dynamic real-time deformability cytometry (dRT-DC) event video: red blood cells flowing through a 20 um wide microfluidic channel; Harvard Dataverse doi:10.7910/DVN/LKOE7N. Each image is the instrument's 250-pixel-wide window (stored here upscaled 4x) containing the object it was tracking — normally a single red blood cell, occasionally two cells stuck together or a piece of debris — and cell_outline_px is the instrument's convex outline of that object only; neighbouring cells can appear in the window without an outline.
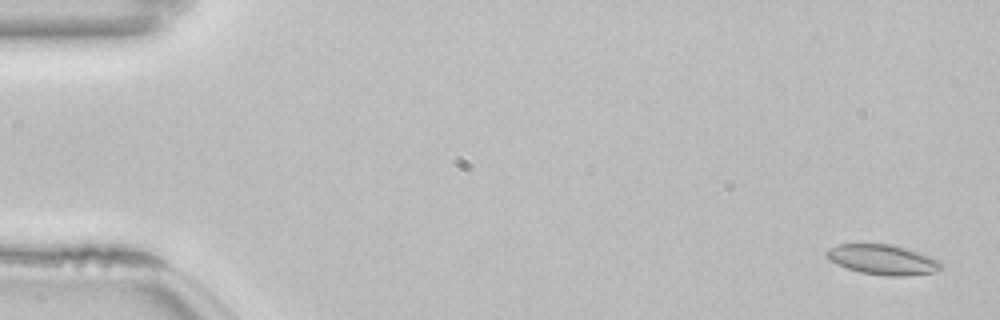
{"species": "common noctule bat (a hibernating species)", "species_latin": "Nyctalus noctula", "temperature_condition": "room temperature", "stored_images_in_passage": 54, "camera_frame_rate_fps": 3000, "um_per_image_px": 0.085, "animal": {"sex": "female", "body_mass_g": 22.7, "forearm_length_mm": 54.2}, "frame": {"image": 1, "passage_image": 2, "time_ms": 0.333, "image_size_px": [1000, 320], "cell_outline_px": [[940, 268], [936, 272], [908, 276], [884, 276], [860, 272], [836, 264], [824, 256], [824, 252], [828, 248], [836, 244], [892, 244], [908, 248], [932, 256], [940, 260]], "centroid_in_image_um": [75.02, 22.06], "position_along_channel_um": 10.0, "area_um2": 20.4}}
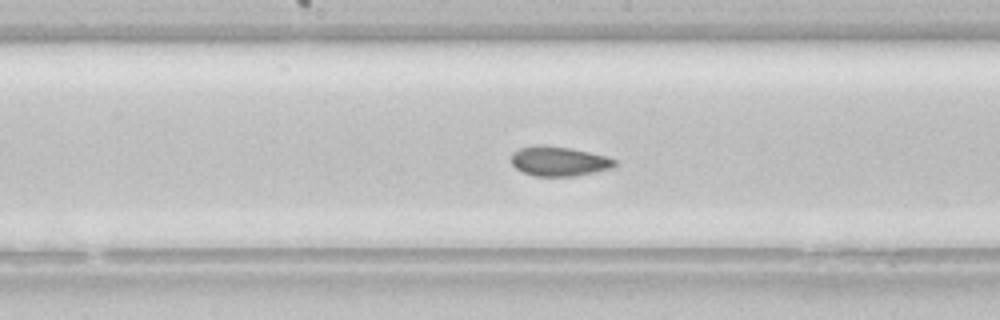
{"frame": {"image": 2, "passage_image": 28, "time_ms": 9.0, "image_size_px": [1000, 320], "cell_outline_px": [[616, 164], [612, 168], [576, 176], [536, 176], [524, 172], [516, 168], [512, 164], [512, 152], [520, 148], [536, 144], [544, 144], [568, 148], [608, 156], [616, 160]], "centroid_in_image_um": [47.51, 13.69], "position_along_channel_um": 200.7, "area_um2": 17.86}}
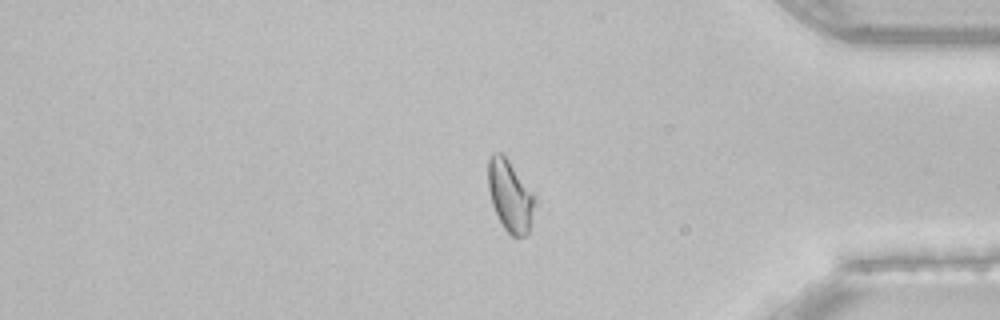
{"frame": {"image": 3, "passage_image": 45, "time_ms": 14.667, "image_size_px": [1000, 320], "cell_outline_px": [[532, 212], [528, 232], [524, 236], [512, 236], [504, 228], [492, 204], [488, 188], [488, 156], [492, 152], [500, 152], [508, 160], [532, 192]], "centroid_in_image_um": [43.29, 16.6], "position_along_channel_um": 391.9, "area_um2": 18.67}, "authors_computed_cell_mechanics": {"area_um2": 18.6405, "velocity_mm_per_s": 3.8333, "shape_relaxation_time_tau1_ms": null, "shape_relaxation_time_tau2_ms": 1.8135, "deformation_change_tau1": null, "deformation_change_tau2": 0.0468}}